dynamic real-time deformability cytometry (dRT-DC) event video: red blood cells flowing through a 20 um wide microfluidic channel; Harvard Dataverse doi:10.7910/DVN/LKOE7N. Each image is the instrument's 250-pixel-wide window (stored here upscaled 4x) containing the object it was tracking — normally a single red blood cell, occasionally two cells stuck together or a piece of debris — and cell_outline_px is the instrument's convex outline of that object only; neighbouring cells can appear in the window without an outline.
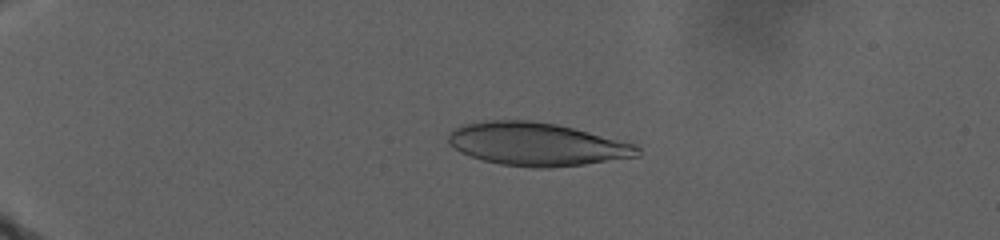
{"species": "human", "species_latin": "Homo sapiens", "temperature_condition": "warm", "stored_images_in_passage": 35, "camera_frame_rate_fps": 3000, "um_per_image_px": 0.085, "donor": {"sex": "male"}, "frame": {"image": 1, "passage_image": 23, "time_ms": 9.667, "image_size_px": [1000, 240], "cell_outline_px": [[640, 156], [584, 164], [548, 168], [532, 168], [500, 164], [484, 160], [460, 152], [448, 144], [448, 132], [452, 128], [460, 124], [484, 120], [532, 120], [556, 124], [636, 144], [640, 148]], "centroid_in_image_um": [45.57, 12.25], "position_along_channel_um": 39.4, "area_um2": 47.69}}